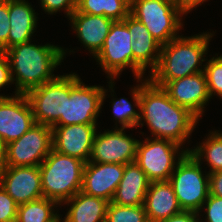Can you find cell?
Masks as SVG:
<instances>
[{
	"label": "cell",
	"mask_w": 222,
	"mask_h": 222,
	"mask_svg": "<svg viewBox=\"0 0 222 222\" xmlns=\"http://www.w3.org/2000/svg\"><path fill=\"white\" fill-rule=\"evenodd\" d=\"M162 88L176 104L188 109L199 120L211 99L204 71L169 81Z\"/></svg>",
	"instance_id": "16"
},
{
	"label": "cell",
	"mask_w": 222,
	"mask_h": 222,
	"mask_svg": "<svg viewBox=\"0 0 222 222\" xmlns=\"http://www.w3.org/2000/svg\"><path fill=\"white\" fill-rule=\"evenodd\" d=\"M12 83L13 80L8 58L4 51H0V90L4 86H7ZM0 97H10V96L8 95L4 96L0 94Z\"/></svg>",
	"instance_id": "34"
},
{
	"label": "cell",
	"mask_w": 222,
	"mask_h": 222,
	"mask_svg": "<svg viewBox=\"0 0 222 222\" xmlns=\"http://www.w3.org/2000/svg\"><path fill=\"white\" fill-rule=\"evenodd\" d=\"M66 51L57 45H36L31 41L4 51L10 65L12 80L15 82V95L25 94L32 88L54 80L57 76L53 71L61 65Z\"/></svg>",
	"instance_id": "2"
},
{
	"label": "cell",
	"mask_w": 222,
	"mask_h": 222,
	"mask_svg": "<svg viewBox=\"0 0 222 222\" xmlns=\"http://www.w3.org/2000/svg\"><path fill=\"white\" fill-rule=\"evenodd\" d=\"M126 26L133 42V74L139 79L146 75V68L150 67L151 73L157 67L162 45L152 37L146 26L131 14L126 17Z\"/></svg>",
	"instance_id": "17"
},
{
	"label": "cell",
	"mask_w": 222,
	"mask_h": 222,
	"mask_svg": "<svg viewBox=\"0 0 222 222\" xmlns=\"http://www.w3.org/2000/svg\"><path fill=\"white\" fill-rule=\"evenodd\" d=\"M64 204L70 208L60 222H105L109 201L79 191Z\"/></svg>",
	"instance_id": "23"
},
{
	"label": "cell",
	"mask_w": 222,
	"mask_h": 222,
	"mask_svg": "<svg viewBox=\"0 0 222 222\" xmlns=\"http://www.w3.org/2000/svg\"><path fill=\"white\" fill-rule=\"evenodd\" d=\"M209 95L222 98V55L212 57L204 65Z\"/></svg>",
	"instance_id": "29"
},
{
	"label": "cell",
	"mask_w": 222,
	"mask_h": 222,
	"mask_svg": "<svg viewBox=\"0 0 222 222\" xmlns=\"http://www.w3.org/2000/svg\"><path fill=\"white\" fill-rule=\"evenodd\" d=\"M132 43L131 34L126 26V18L122 21H114L102 49L94 57L110 79L108 87L109 91L113 92L112 97L114 96V78L116 79L128 67L133 73Z\"/></svg>",
	"instance_id": "9"
},
{
	"label": "cell",
	"mask_w": 222,
	"mask_h": 222,
	"mask_svg": "<svg viewBox=\"0 0 222 222\" xmlns=\"http://www.w3.org/2000/svg\"><path fill=\"white\" fill-rule=\"evenodd\" d=\"M35 124L25 94L0 97V138L7 145L19 139Z\"/></svg>",
	"instance_id": "14"
},
{
	"label": "cell",
	"mask_w": 222,
	"mask_h": 222,
	"mask_svg": "<svg viewBox=\"0 0 222 222\" xmlns=\"http://www.w3.org/2000/svg\"><path fill=\"white\" fill-rule=\"evenodd\" d=\"M124 170V164L87 162L81 191L111 202Z\"/></svg>",
	"instance_id": "18"
},
{
	"label": "cell",
	"mask_w": 222,
	"mask_h": 222,
	"mask_svg": "<svg viewBox=\"0 0 222 222\" xmlns=\"http://www.w3.org/2000/svg\"><path fill=\"white\" fill-rule=\"evenodd\" d=\"M58 206L56 201L44 197L18 205L16 222H60Z\"/></svg>",
	"instance_id": "25"
},
{
	"label": "cell",
	"mask_w": 222,
	"mask_h": 222,
	"mask_svg": "<svg viewBox=\"0 0 222 222\" xmlns=\"http://www.w3.org/2000/svg\"><path fill=\"white\" fill-rule=\"evenodd\" d=\"M112 114L114 115V119L116 121V128H118L117 124H120V128H134L138 127L140 112L136 111L129 100L126 98L116 99L113 97L111 101Z\"/></svg>",
	"instance_id": "28"
},
{
	"label": "cell",
	"mask_w": 222,
	"mask_h": 222,
	"mask_svg": "<svg viewBox=\"0 0 222 222\" xmlns=\"http://www.w3.org/2000/svg\"><path fill=\"white\" fill-rule=\"evenodd\" d=\"M176 3L186 12L190 13L192 9L196 8L197 6L201 5L207 0H175Z\"/></svg>",
	"instance_id": "37"
},
{
	"label": "cell",
	"mask_w": 222,
	"mask_h": 222,
	"mask_svg": "<svg viewBox=\"0 0 222 222\" xmlns=\"http://www.w3.org/2000/svg\"><path fill=\"white\" fill-rule=\"evenodd\" d=\"M149 184L145 172L135 162L126 164L111 202L120 206L144 205Z\"/></svg>",
	"instance_id": "21"
},
{
	"label": "cell",
	"mask_w": 222,
	"mask_h": 222,
	"mask_svg": "<svg viewBox=\"0 0 222 222\" xmlns=\"http://www.w3.org/2000/svg\"><path fill=\"white\" fill-rule=\"evenodd\" d=\"M97 132V124L52 126V149L87 163Z\"/></svg>",
	"instance_id": "15"
},
{
	"label": "cell",
	"mask_w": 222,
	"mask_h": 222,
	"mask_svg": "<svg viewBox=\"0 0 222 222\" xmlns=\"http://www.w3.org/2000/svg\"><path fill=\"white\" fill-rule=\"evenodd\" d=\"M0 185L18 205L43 198L39 166H4Z\"/></svg>",
	"instance_id": "13"
},
{
	"label": "cell",
	"mask_w": 222,
	"mask_h": 222,
	"mask_svg": "<svg viewBox=\"0 0 222 222\" xmlns=\"http://www.w3.org/2000/svg\"><path fill=\"white\" fill-rule=\"evenodd\" d=\"M10 32L8 48L32 41L38 17L32 5L26 0H8Z\"/></svg>",
	"instance_id": "22"
},
{
	"label": "cell",
	"mask_w": 222,
	"mask_h": 222,
	"mask_svg": "<svg viewBox=\"0 0 222 222\" xmlns=\"http://www.w3.org/2000/svg\"><path fill=\"white\" fill-rule=\"evenodd\" d=\"M209 194L222 197V171L209 174Z\"/></svg>",
	"instance_id": "35"
},
{
	"label": "cell",
	"mask_w": 222,
	"mask_h": 222,
	"mask_svg": "<svg viewBox=\"0 0 222 222\" xmlns=\"http://www.w3.org/2000/svg\"><path fill=\"white\" fill-rule=\"evenodd\" d=\"M52 150V127L35 123L6 145L4 166H39Z\"/></svg>",
	"instance_id": "10"
},
{
	"label": "cell",
	"mask_w": 222,
	"mask_h": 222,
	"mask_svg": "<svg viewBox=\"0 0 222 222\" xmlns=\"http://www.w3.org/2000/svg\"><path fill=\"white\" fill-rule=\"evenodd\" d=\"M42 10L52 15L54 13L64 10L65 15L69 18L76 10L77 0H40Z\"/></svg>",
	"instance_id": "32"
},
{
	"label": "cell",
	"mask_w": 222,
	"mask_h": 222,
	"mask_svg": "<svg viewBox=\"0 0 222 222\" xmlns=\"http://www.w3.org/2000/svg\"><path fill=\"white\" fill-rule=\"evenodd\" d=\"M190 153L197 161H206L210 167L208 173L222 171V132L210 131V134L194 149H190ZM205 159V160H203Z\"/></svg>",
	"instance_id": "26"
},
{
	"label": "cell",
	"mask_w": 222,
	"mask_h": 222,
	"mask_svg": "<svg viewBox=\"0 0 222 222\" xmlns=\"http://www.w3.org/2000/svg\"><path fill=\"white\" fill-rule=\"evenodd\" d=\"M5 149L6 145L3 143L2 139L0 138V170L4 167L5 164Z\"/></svg>",
	"instance_id": "38"
},
{
	"label": "cell",
	"mask_w": 222,
	"mask_h": 222,
	"mask_svg": "<svg viewBox=\"0 0 222 222\" xmlns=\"http://www.w3.org/2000/svg\"><path fill=\"white\" fill-rule=\"evenodd\" d=\"M85 164L52 149L39 165L43 197L61 205L81 191Z\"/></svg>",
	"instance_id": "4"
},
{
	"label": "cell",
	"mask_w": 222,
	"mask_h": 222,
	"mask_svg": "<svg viewBox=\"0 0 222 222\" xmlns=\"http://www.w3.org/2000/svg\"><path fill=\"white\" fill-rule=\"evenodd\" d=\"M203 209L206 212V219L199 222H222V197L209 194L198 213L200 214Z\"/></svg>",
	"instance_id": "31"
},
{
	"label": "cell",
	"mask_w": 222,
	"mask_h": 222,
	"mask_svg": "<svg viewBox=\"0 0 222 222\" xmlns=\"http://www.w3.org/2000/svg\"><path fill=\"white\" fill-rule=\"evenodd\" d=\"M200 217L198 212L194 211H181L178 214H175L168 219L159 221V222H199Z\"/></svg>",
	"instance_id": "36"
},
{
	"label": "cell",
	"mask_w": 222,
	"mask_h": 222,
	"mask_svg": "<svg viewBox=\"0 0 222 222\" xmlns=\"http://www.w3.org/2000/svg\"><path fill=\"white\" fill-rule=\"evenodd\" d=\"M201 164L187 152L168 180L183 211L199 212L208 198L209 173H203Z\"/></svg>",
	"instance_id": "7"
},
{
	"label": "cell",
	"mask_w": 222,
	"mask_h": 222,
	"mask_svg": "<svg viewBox=\"0 0 222 222\" xmlns=\"http://www.w3.org/2000/svg\"><path fill=\"white\" fill-rule=\"evenodd\" d=\"M81 80L75 72L66 74L65 117H60L53 126L98 124L97 119L108 89L85 85Z\"/></svg>",
	"instance_id": "6"
},
{
	"label": "cell",
	"mask_w": 222,
	"mask_h": 222,
	"mask_svg": "<svg viewBox=\"0 0 222 222\" xmlns=\"http://www.w3.org/2000/svg\"><path fill=\"white\" fill-rule=\"evenodd\" d=\"M181 147L170 140L147 137L138 142L135 163L150 182L168 181L177 163L190 152L189 148Z\"/></svg>",
	"instance_id": "8"
},
{
	"label": "cell",
	"mask_w": 222,
	"mask_h": 222,
	"mask_svg": "<svg viewBox=\"0 0 222 222\" xmlns=\"http://www.w3.org/2000/svg\"><path fill=\"white\" fill-rule=\"evenodd\" d=\"M114 129V130H113ZM96 132L88 162L129 164L135 162L139 140L125 133V128Z\"/></svg>",
	"instance_id": "12"
},
{
	"label": "cell",
	"mask_w": 222,
	"mask_h": 222,
	"mask_svg": "<svg viewBox=\"0 0 222 222\" xmlns=\"http://www.w3.org/2000/svg\"><path fill=\"white\" fill-rule=\"evenodd\" d=\"M105 222H149L144 205L120 206L109 202Z\"/></svg>",
	"instance_id": "27"
},
{
	"label": "cell",
	"mask_w": 222,
	"mask_h": 222,
	"mask_svg": "<svg viewBox=\"0 0 222 222\" xmlns=\"http://www.w3.org/2000/svg\"><path fill=\"white\" fill-rule=\"evenodd\" d=\"M18 204L0 185V222H16Z\"/></svg>",
	"instance_id": "30"
},
{
	"label": "cell",
	"mask_w": 222,
	"mask_h": 222,
	"mask_svg": "<svg viewBox=\"0 0 222 222\" xmlns=\"http://www.w3.org/2000/svg\"><path fill=\"white\" fill-rule=\"evenodd\" d=\"M138 82L140 84L133 86L132 91L129 90L135 104L133 106L140 110L138 126L146 123L154 138L170 140L184 146L199 119L188 109L176 104L149 77L139 78Z\"/></svg>",
	"instance_id": "1"
},
{
	"label": "cell",
	"mask_w": 222,
	"mask_h": 222,
	"mask_svg": "<svg viewBox=\"0 0 222 222\" xmlns=\"http://www.w3.org/2000/svg\"><path fill=\"white\" fill-rule=\"evenodd\" d=\"M130 7L129 0H77L76 10L84 14L122 21L130 14Z\"/></svg>",
	"instance_id": "24"
},
{
	"label": "cell",
	"mask_w": 222,
	"mask_h": 222,
	"mask_svg": "<svg viewBox=\"0 0 222 222\" xmlns=\"http://www.w3.org/2000/svg\"><path fill=\"white\" fill-rule=\"evenodd\" d=\"M144 207L149 222H159L182 211L169 181L150 182Z\"/></svg>",
	"instance_id": "20"
},
{
	"label": "cell",
	"mask_w": 222,
	"mask_h": 222,
	"mask_svg": "<svg viewBox=\"0 0 222 222\" xmlns=\"http://www.w3.org/2000/svg\"><path fill=\"white\" fill-rule=\"evenodd\" d=\"M213 35L211 32L190 37L181 35L162 45L158 65L149 74V79L163 87L169 81L204 71L202 63L208 60L205 56Z\"/></svg>",
	"instance_id": "3"
},
{
	"label": "cell",
	"mask_w": 222,
	"mask_h": 222,
	"mask_svg": "<svg viewBox=\"0 0 222 222\" xmlns=\"http://www.w3.org/2000/svg\"><path fill=\"white\" fill-rule=\"evenodd\" d=\"M25 95L35 123L52 127L60 117H65L66 75H58L54 80L30 89Z\"/></svg>",
	"instance_id": "11"
},
{
	"label": "cell",
	"mask_w": 222,
	"mask_h": 222,
	"mask_svg": "<svg viewBox=\"0 0 222 222\" xmlns=\"http://www.w3.org/2000/svg\"><path fill=\"white\" fill-rule=\"evenodd\" d=\"M130 14L143 23L161 45L180 36L179 30L184 27L182 17L187 15L175 0H131Z\"/></svg>",
	"instance_id": "5"
},
{
	"label": "cell",
	"mask_w": 222,
	"mask_h": 222,
	"mask_svg": "<svg viewBox=\"0 0 222 222\" xmlns=\"http://www.w3.org/2000/svg\"><path fill=\"white\" fill-rule=\"evenodd\" d=\"M78 40L93 58L102 49L114 20L99 15H90L75 10L69 17Z\"/></svg>",
	"instance_id": "19"
},
{
	"label": "cell",
	"mask_w": 222,
	"mask_h": 222,
	"mask_svg": "<svg viewBox=\"0 0 222 222\" xmlns=\"http://www.w3.org/2000/svg\"><path fill=\"white\" fill-rule=\"evenodd\" d=\"M10 32V21L8 13V0H0V50L8 49V36Z\"/></svg>",
	"instance_id": "33"
}]
</instances>
